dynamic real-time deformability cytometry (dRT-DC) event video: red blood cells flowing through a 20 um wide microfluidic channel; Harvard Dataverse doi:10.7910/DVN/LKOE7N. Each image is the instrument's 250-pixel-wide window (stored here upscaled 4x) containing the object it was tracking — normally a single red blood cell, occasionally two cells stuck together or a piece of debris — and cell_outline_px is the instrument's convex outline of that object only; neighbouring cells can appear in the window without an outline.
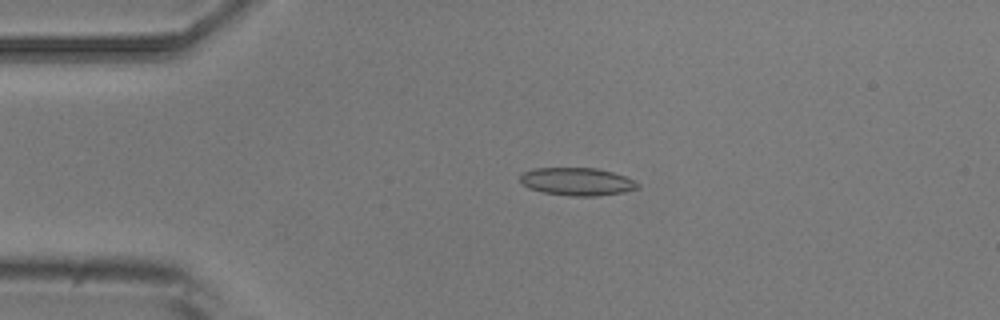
{"species": "common noctule bat (a hibernating species)", "species_latin": "Nyctalus noctula", "temperature_condition": "room temperature", "stored_images_in_passage": 4, "camera_frame_rate_fps": 3000, "um_per_image_px": 0.085, "animal": {"sex": "male", "body_mass_g": 20.5, "forearm_length_mm": 52.5}, "frame": {"image": 1, "passage_image": 3, "time_ms": 2.667, "image_size_px": [1000, 320], "cell_outline_px": [[640, 188], [624, 192], [596, 196], [568, 196], [544, 192], [532, 188], [524, 184], [520, 180], [520, 176], [524, 172], [536, 168], [596, 168], [612, 172], [624, 176], [640, 184]], "centroid_in_image_um": [49.09, 15.44], "position_along_channel_um": 35.9, "area_um2": 18.84}}